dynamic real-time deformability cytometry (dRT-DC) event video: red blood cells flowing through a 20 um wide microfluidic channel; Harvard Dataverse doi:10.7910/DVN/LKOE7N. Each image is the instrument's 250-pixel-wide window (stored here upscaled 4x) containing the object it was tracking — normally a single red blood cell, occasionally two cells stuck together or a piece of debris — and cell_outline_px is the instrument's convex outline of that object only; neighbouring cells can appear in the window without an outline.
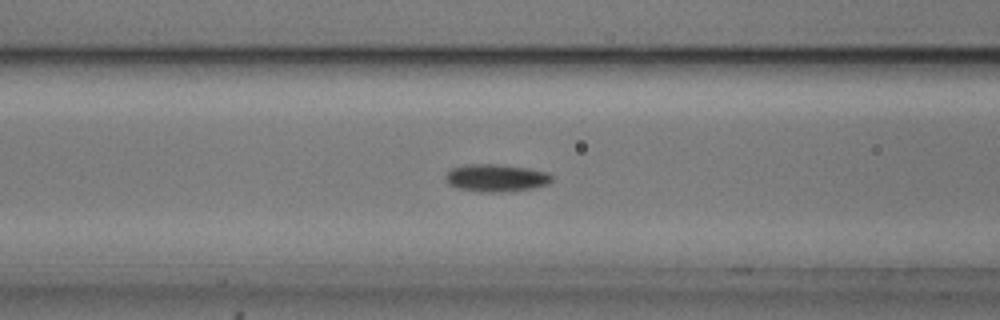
{"species": "common noctule bat (a hibernating species)", "species_latin": "Nyctalus noctula", "temperature_condition": "cold", "stored_images_in_passage": 47, "camera_frame_rate_fps": 3000, "um_per_image_px": 0.085, "animal": {"sex": "male", "body_mass_g": 20.5, "forearm_length_mm": 52.5}, "frame": {"image": 1, "passage_image": 15, "time_ms": 4.667, "image_size_px": [1000, 320], "cell_outline_px": [[556, 176], [548, 184], [532, 188], [500, 192], [480, 192], [456, 188], [448, 184], [444, 176], [452, 168], [468, 164], [500, 164], [528, 168], [548, 172]], "centroid_in_image_um": [42.18, 15.12], "position_along_channel_um": 124.4, "area_um2": 17.22}}
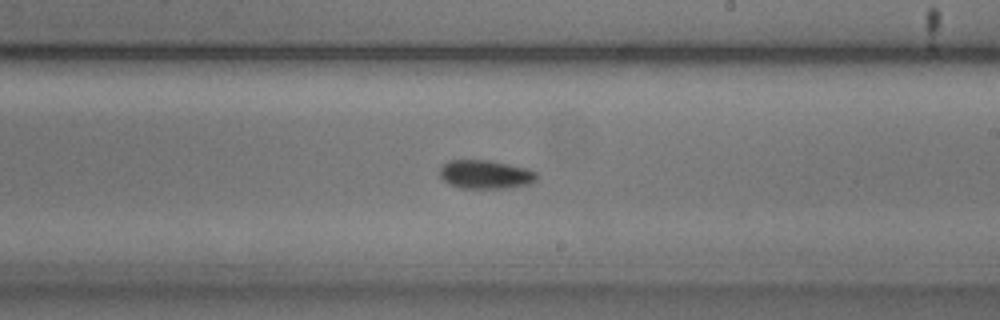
{"frame": {"image": 2, "passage_image": 25, "time_ms": 8.0, "image_size_px": [1000, 320], "cell_outline_px": [[536, 180], [532, 184], [504, 188], [460, 188], [444, 180], [440, 176], [440, 168], [448, 160], [488, 160], [528, 168], [536, 172]], "centroid_in_image_um": [41.29, 14.82], "position_along_channel_um": 247.7, "area_um2": 16.13}}
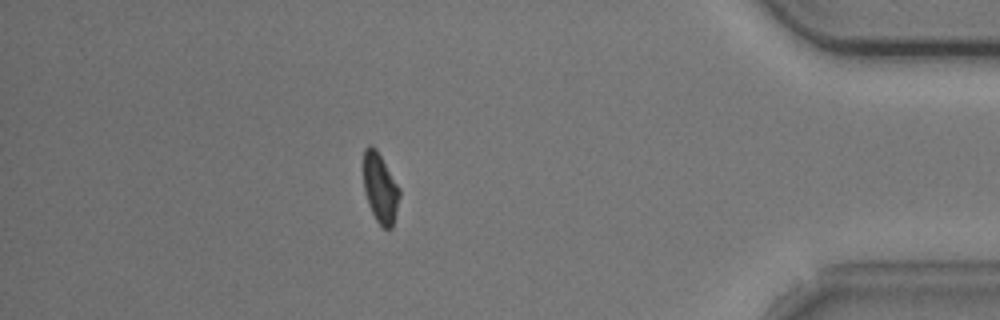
{"frame": {"image": 3, "passage_image": 41, "time_ms": 13.333, "image_size_px": [1000, 320], "cell_outline_px": [[400, 196], [392, 228], [384, 228], [376, 220], [368, 204], [364, 192], [364, 148], [368, 144], [372, 144], [376, 148], [400, 188]], "centroid_in_image_um": [32.31, 15.96], "position_along_channel_um": 402.9, "area_um2": 14.62}, "authors_computed_cell_mechanics": {"area_um2": 16.0106, "velocity_mm_per_s": 3.7011, "shape_relaxation_time_tau1_ms": 2.8371, "shape_relaxation_time_tau2_ms": 4.3105, "deformation_change_tau1": 0.0992, "deformation_change_tau2": 0.0861}}